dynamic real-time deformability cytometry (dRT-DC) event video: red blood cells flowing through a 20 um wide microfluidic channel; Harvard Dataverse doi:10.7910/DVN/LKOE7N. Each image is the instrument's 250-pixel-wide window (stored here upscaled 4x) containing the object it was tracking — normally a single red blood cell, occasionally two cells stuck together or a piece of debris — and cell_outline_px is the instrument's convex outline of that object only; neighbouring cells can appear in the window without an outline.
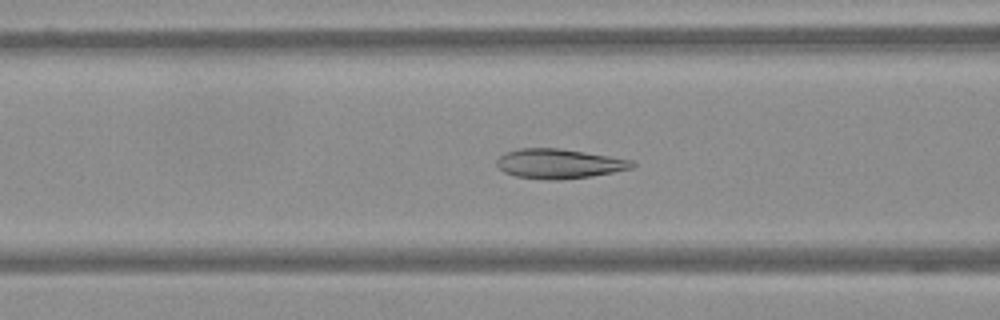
{"species": "Egyptian fruit bat (a non-hibernating species)", "species_latin": "Rousettus aegyptiacus", "temperature_condition": "warm", "stored_images_in_passage": 33, "camera_frame_rate_fps": 3000, "um_per_image_px": 0.085, "frame": {"image": 1, "passage_image": 5, "time_ms": 1.333, "image_size_px": [1000, 320], "cell_outline_px": [[636, 164], [632, 168], [592, 176], [560, 180], [548, 180], [516, 176], [504, 172], [496, 164], [496, 160], [500, 156], [508, 152], [520, 148], [560, 148], [632, 160]], "centroid_in_image_um": [47.51, 13.92], "position_along_channel_um": 119.1, "area_um2": 23.18}}
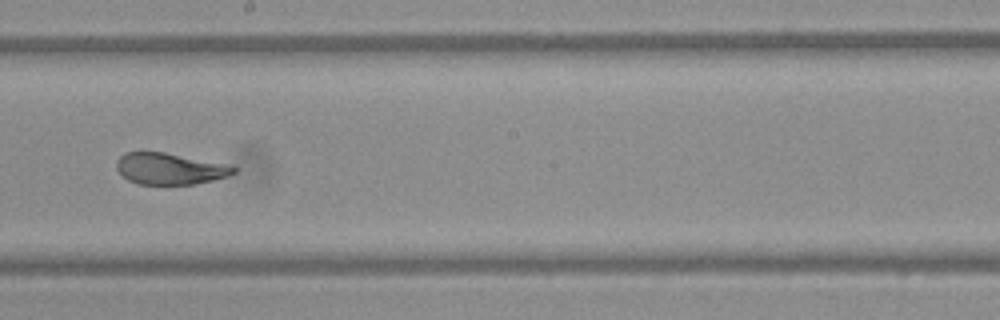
{"frame": {"image": 2, "passage_image": 15, "time_ms": 4.667, "image_size_px": [1000, 320], "cell_outline_px": [[236, 172], [228, 176], [212, 180], [192, 184], [136, 184], [128, 180], [116, 168], [116, 160], [124, 152], [164, 152], [232, 164], [236, 168]], "centroid_in_image_um": [14.46, 14.33], "position_along_channel_um": 233.7, "area_um2": 21.62}}
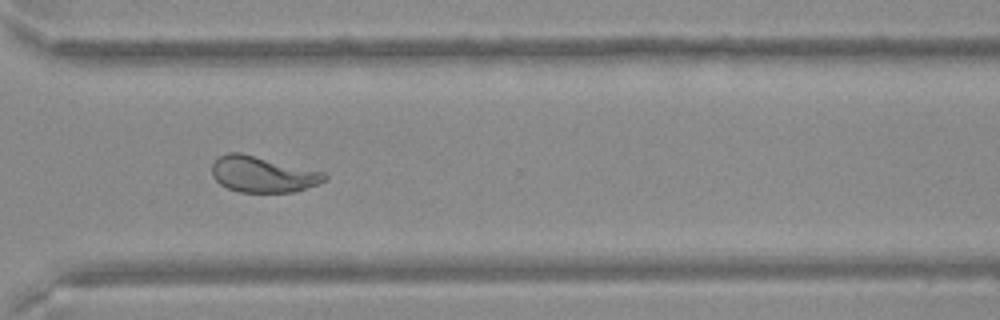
{"frame": {"image": 3, "passage_image": 25, "time_ms": 8.0, "image_size_px": [1000, 320], "cell_outline_px": [[328, 176], [324, 180], [316, 184], [292, 192], [240, 192], [228, 188], [220, 184], [212, 176], [212, 164], [220, 156], [228, 152], [240, 152], [324, 172]], "centroid_in_image_um": [22.29, 14.81], "position_along_channel_um": 348.3, "area_um2": 23.35}}